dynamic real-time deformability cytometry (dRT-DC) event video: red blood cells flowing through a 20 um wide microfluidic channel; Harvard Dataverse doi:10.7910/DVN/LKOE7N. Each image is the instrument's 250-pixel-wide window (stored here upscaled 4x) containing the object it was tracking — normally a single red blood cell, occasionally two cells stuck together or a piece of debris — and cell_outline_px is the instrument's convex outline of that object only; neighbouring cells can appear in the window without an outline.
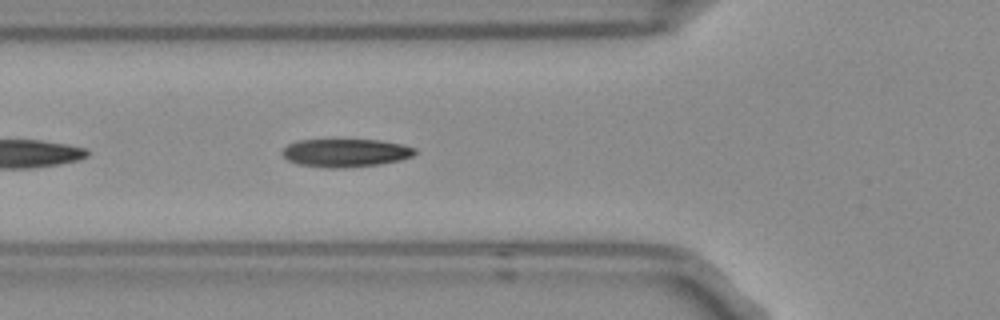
{"species": "Egyptian fruit bat (a non-hibernating species)", "species_latin": "Rousettus aegyptiacus", "temperature_condition": "room temperature", "stored_images_in_passage": 6, "camera_frame_rate_fps": 3000, "um_per_image_px": 0.085, "frame": {"image": 1, "passage_image": 6, "time_ms": 1.667, "image_size_px": [1000, 320], "cell_outline_px": [[416, 152], [412, 156], [400, 160], [380, 164], [340, 168], [328, 168], [300, 164], [288, 160], [280, 152], [288, 144], [296, 140], [380, 140], [404, 144], [416, 148]], "centroid_in_image_um": [29.39, 12.98], "position_along_channel_um": 96.4, "area_um2": 21.73}}